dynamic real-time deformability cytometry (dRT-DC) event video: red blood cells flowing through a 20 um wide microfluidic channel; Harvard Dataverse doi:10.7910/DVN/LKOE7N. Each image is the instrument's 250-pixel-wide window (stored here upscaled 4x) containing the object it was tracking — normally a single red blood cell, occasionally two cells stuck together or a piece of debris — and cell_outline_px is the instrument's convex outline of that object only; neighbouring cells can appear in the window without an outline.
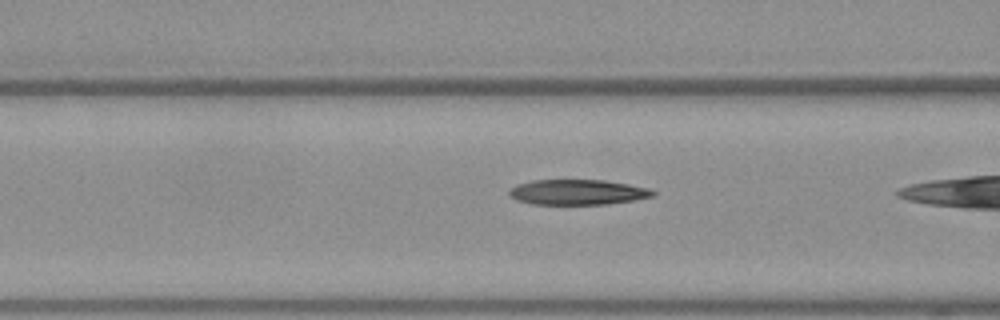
{"species": "Egyptian fruit bat (a non-hibernating species)", "species_latin": "Rousettus aegyptiacus", "temperature_condition": "warm", "stored_images_in_passage": 17, "camera_frame_rate_fps": 3000, "um_per_image_px": 0.085, "frame": {"image": 1, "passage_image": 15, "time_ms": 4.667, "image_size_px": [1000, 320], "cell_outline_px": [[656, 196], [636, 200], [608, 204], [532, 204], [516, 200], [508, 196], [508, 188], [516, 184], [532, 180], [604, 180], [628, 184], [648, 188], [656, 192]], "centroid_in_image_um": [49.07, 16.33], "position_along_channel_um": 117.5, "area_um2": 21.44}}